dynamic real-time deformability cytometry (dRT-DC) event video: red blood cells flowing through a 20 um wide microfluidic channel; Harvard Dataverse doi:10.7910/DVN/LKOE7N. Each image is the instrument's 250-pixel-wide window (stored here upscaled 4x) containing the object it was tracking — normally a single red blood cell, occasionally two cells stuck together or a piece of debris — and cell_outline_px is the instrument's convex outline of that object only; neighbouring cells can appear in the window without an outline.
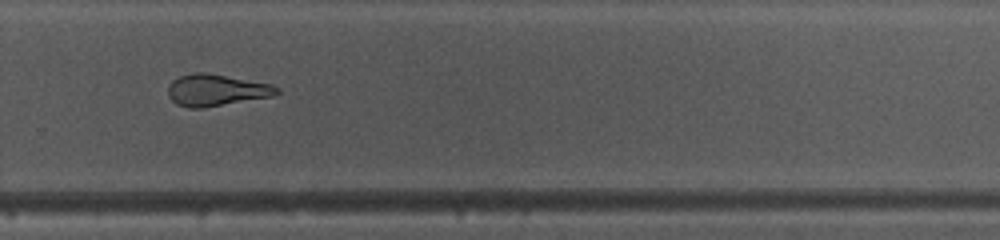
{"species": "common noctule bat (a hibernating species)", "species_latin": "Nyctalus noctula", "temperature_condition": "warm", "stored_images_in_passage": 34, "camera_frame_rate_fps": 3000, "um_per_image_px": 0.085, "animal": {"sex": "female", "body_mass_g": 10.0, "forearm_length_mm": 53.1}, "frame": {"image": 1, "passage_image": 20, "time_ms": 6.333, "image_size_px": [1000, 240], "cell_outline_px": [[280, 92], [272, 96], [200, 108], [188, 108], [176, 104], [168, 96], [168, 84], [172, 80], [180, 76], [196, 72], [200, 72], [272, 84], [280, 88]], "centroid_in_image_um": [18.35, 7.67], "position_along_channel_um": 311.5, "area_um2": 19.77}, "authors_computed_cell_mechanics": {"area_um2": 20.2589, "velocity_mm_per_s": 4.1534, "shape_relaxation_time_tau1_ms": null, "shape_relaxation_time_tau2_ms": 2.3336, "deformation_change_tau1": null, "deformation_change_tau2": 0.1223}}